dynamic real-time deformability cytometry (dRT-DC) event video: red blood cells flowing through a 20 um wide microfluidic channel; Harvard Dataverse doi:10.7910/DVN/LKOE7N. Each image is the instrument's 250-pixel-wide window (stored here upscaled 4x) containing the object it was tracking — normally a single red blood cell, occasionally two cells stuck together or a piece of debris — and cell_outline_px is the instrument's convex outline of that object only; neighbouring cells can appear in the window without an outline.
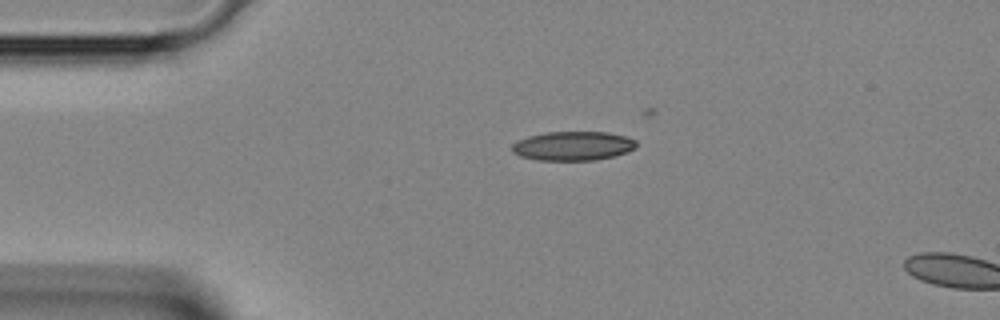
{"species": "Egyptian fruit bat (a non-hibernating species)", "species_latin": "Rousettus aegyptiacus", "temperature_condition": "room temperature", "stored_images_in_passage": 3, "camera_frame_rate_fps": 3000, "um_per_image_px": 0.085, "animal": {"sex": "female"}, "frame": {"image": 1, "passage_image": 1, "time_ms": 0.0, "image_size_px": [1000, 320], "cell_outline_px": [[636, 148], [612, 156], [596, 160], [536, 160], [520, 156], [512, 152], [512, 144], [516, 140], [528, 136], [544, 132], [608, 132], [624, 136], [636, 140]], "centroid_in_image_um": [48.65, 12.4], "position_along_channel_um": 36.3, "area_um2": 21.1}}